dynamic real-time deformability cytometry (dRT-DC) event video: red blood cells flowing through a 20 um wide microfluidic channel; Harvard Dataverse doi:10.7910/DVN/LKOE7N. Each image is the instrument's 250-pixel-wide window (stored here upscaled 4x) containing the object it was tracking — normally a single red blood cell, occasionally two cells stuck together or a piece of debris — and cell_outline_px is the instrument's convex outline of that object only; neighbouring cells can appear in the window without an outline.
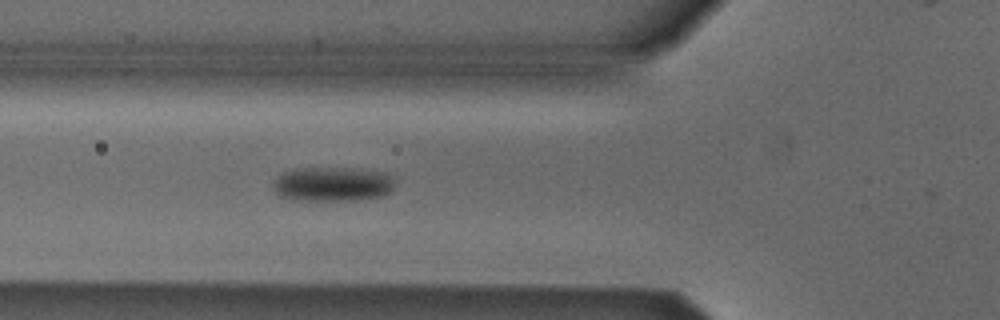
{"species": "Egyptian fruit bat (a non-hibernating species)", "species_latin": "Rousettus aegyptiacus", "temperature_condition": "cold", "stored_images_in_passage": 30, "camera_frame_rate_fps": 3000, "um_per_image_px": 0.085, "animal": {"sex": "male"}, "frame": {"image": 1, "passage_image": 3, "time_ms": 0.667, "image_size_px": [1000, 320], "cell_outline_px": [[396, 180], [392, 192], [384, 196], [352, 200], [292, 200], [280, 196], [272, 188], [272, 184], [276, 176], [284, 172], [304, 168], [348, 168], [384, 172], [392, 176]], "centroid_in_image_um": [28.29, 15.66], "position_along_channel_um": 97.5, "area_um2": 24.68}}
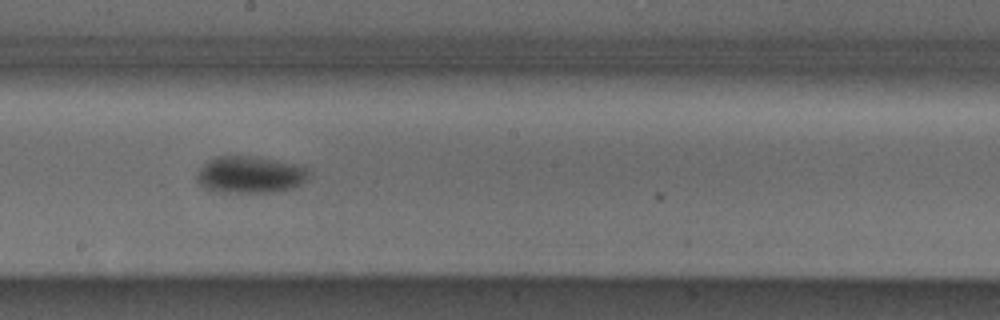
{"frame": {"image": 2, "passage_image": 13, "time_ms": 4.0, "image_size_px": [1000, 320], "cell_outline_px": [[312, 172], [308, 180], [296, 188], [268, 192], [208, 192], [200, 188], [196, 180], [196, 172], [208, 160], [216, 156], [252, 156], [276, 160], [308, 168]], "centroid_in_image_um": [21.23, 14.87], "position_along_channel_um": 227.0, "area_um2": 24.68}}
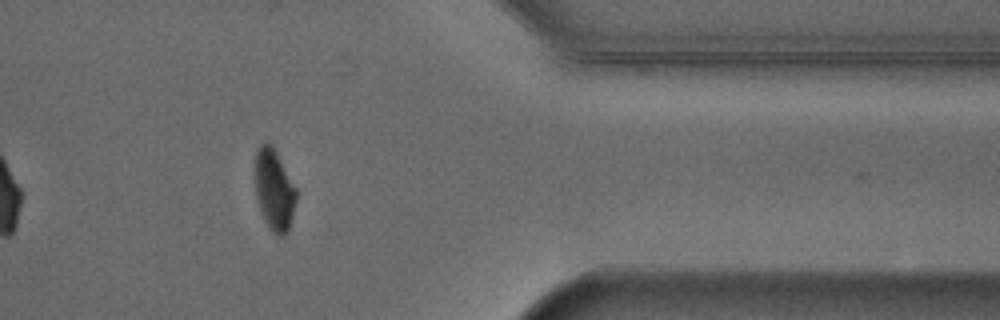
{"frame": {"image": 3, "passage_image": 27, "time_ms": 8.667, "image_size_px": [1000, 320], "cell_outline_px": [[296, 200], [288, 232], [284, 236], [276, 236], [268, 228], [260, 212], [256, 196], [256, 152], [260, 144], [268, 140], [276, 152], [296, 188]], "centroid_in_image_um": [23.3, 16.18], "position_along_channel_um": 388.1, "area_um2": 19.42}}